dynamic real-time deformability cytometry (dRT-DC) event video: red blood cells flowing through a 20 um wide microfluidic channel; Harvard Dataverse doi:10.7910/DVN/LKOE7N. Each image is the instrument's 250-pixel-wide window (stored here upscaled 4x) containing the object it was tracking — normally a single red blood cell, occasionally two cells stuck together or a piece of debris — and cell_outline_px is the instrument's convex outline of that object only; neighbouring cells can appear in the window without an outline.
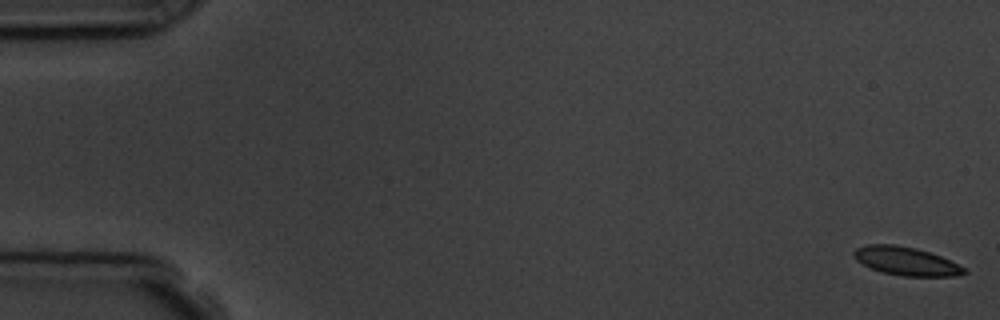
{"species": "common noctule bat (a hibernating species)", "species_latin": "Nyctalus noctula", "temperature_condition": "room temperature", "stored_images_in_passage": 8, "camera_frame_rate_fps": 3000, "um_per_image_px": 0.085, "animal": {"sex": "male", "body_mass_g": 19.5, "forearm_length_mm": 54.6}, "frame": {"image": 1, "passage_image": 1, "time_ms": 0.0, "image_size_px": [1000, 320], "cell_outline_px": [[968, 272], [952, 276], [904, 276], [880, 272], [856, 260], [852, 256], [852, 252], [856, 248], [868, 244], [896, 244], [916, 248], [940, 256], [964, 268]], "centroid_in_image_um": [76.95, 22.19], "position_along_channel_um": 8.0, "area_um2": 18.09}}
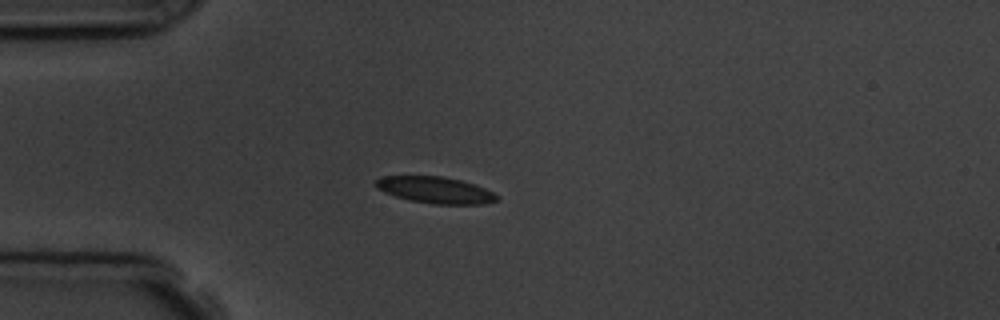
{"frame": {"image": 2, "passage_image": 5, "time_ms": 4.667, "image_size_px": [1000, 320], "cell_outline_px": [[500, 200], [484, 204], [432, 204], [412, 200], [396, 196], [384, 192], [376, 188], [372, 184], [376, 180], [384, 176], [440, 176], [460, 180], [476, 184], [500, 196]], "centroid_in_image_um": [37.02, 16.15], "position_along_channel_um": 48.0, "area_um2": 18.79}}